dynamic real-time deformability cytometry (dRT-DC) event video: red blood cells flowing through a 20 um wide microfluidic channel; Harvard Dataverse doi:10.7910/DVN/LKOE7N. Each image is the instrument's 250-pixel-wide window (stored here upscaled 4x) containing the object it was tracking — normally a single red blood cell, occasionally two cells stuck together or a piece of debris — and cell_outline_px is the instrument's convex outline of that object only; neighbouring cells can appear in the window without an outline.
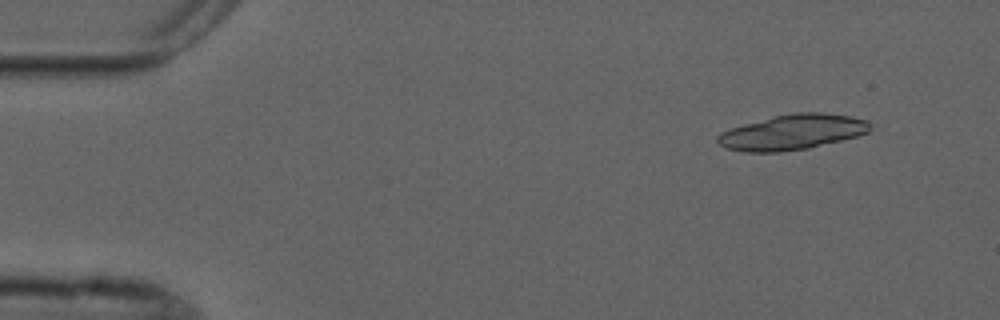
{"species": "common noctule bat (a hibernating species)", "species_latin": "Nyctalus noctula", "temperature_condition": "cold", "stored_images_in_passage": 4, "camera_frame_rate_fps": 3000, "um_per_image_px": 0.085, "animal": {"sex": "male", "forearm_length_mm": 52.5}, "frame": {"image": 1, "passage_image": 1, "time_ms": 0.0, "image_size_px": [1000, 320], "cell_outline_px": [[872, 128], [868, 132], [856, 136], [808, 148], [780, 152], [744, 152], [724, 148], [716, 140], [716, 136], [720, 132], [744, 124], [792, 112], [824, 112], [852, 116], [868, 120], [872, 124]], "centroid_in_image_um": [67.36, 11.23], "position_along_channel_um": 17.6, "area_um2": 31.39}}
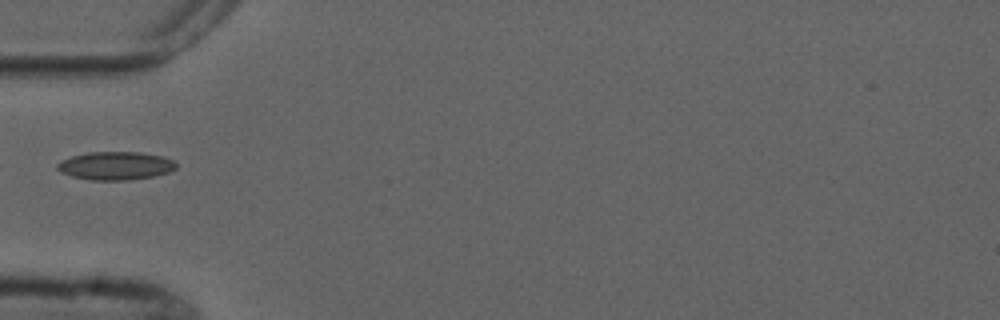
{"frame": {"image": 2, "passage_image": 4, "time_ms": 4.333, "image_size_px": [1000, 320], "cell_outline_px": [[176, 168], [168, 172], [152, 176], [128, 180], [92, 180], [72, 176], [60, 172], [56, 168], [56, 164], [60, 160], [72, 156], [88, 152], [140, 152], [164, 156], [172, 160], [176, 164]], "centroid_in_image_um": [9.79, 14.08], "position_along_channel_um": 75.2, "area_um2": 19.54}}